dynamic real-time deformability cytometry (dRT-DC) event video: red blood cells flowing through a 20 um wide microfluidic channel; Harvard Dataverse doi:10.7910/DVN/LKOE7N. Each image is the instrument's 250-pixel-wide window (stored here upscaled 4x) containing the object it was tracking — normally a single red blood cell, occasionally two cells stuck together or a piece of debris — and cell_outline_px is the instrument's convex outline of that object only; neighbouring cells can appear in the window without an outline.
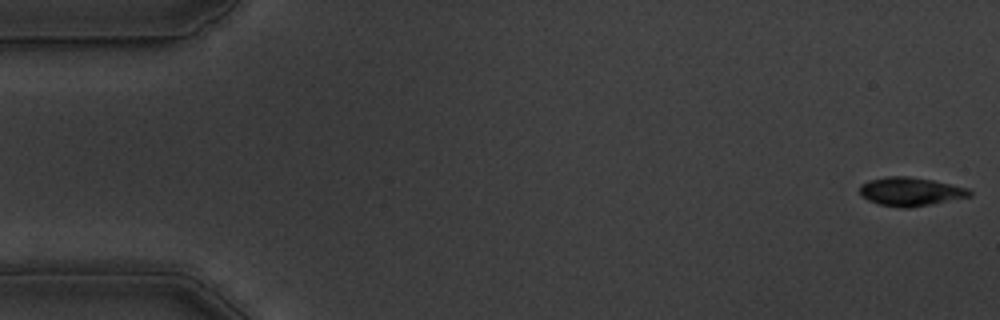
{"species": "common noctule bat (a hibernating species)", "species_latin": "Nyctalus noctula", "temperature_condition": "warm", "stored_images_in_passage": 53, "camera_frame_rate_fps": 3000, "um_per_image_px": 0.085, "animal": {"sex": "male", "body_mass_g": 19.5, "forearm_length_mm": 54.6}, "frame": {"image": 1, "passage_image": 1, "time_ms": 0.0, "image_size_px": [1000, 320], "cell_outline_px": [[972, 196], [908, 208], [904, 208], [880, 204], [868, 200], [860, 196], [860, 184], [868, 180], [888, 176], [908, 176], [932, 180], [968, 188], [972, 192]], "centroid_in_image_um": [77.37, 16.27], "position_along_channel_um": 7.6, "area_um2": 18.21}}
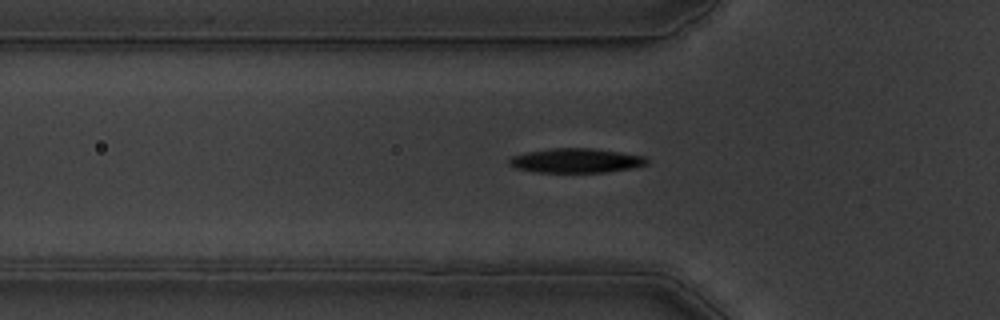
{"frame": {"image": 2, "passage_image": 18, "time_ms": 5.667, "image_size_px": [1000, 320], "cell_outline_px": [[648, 164], [632, 168], [604, 172], [536, 172], [516, 168], [508, 164], [508, 160], [512, 156], [528, 152], [548, 148], [592, 148], [620, 152], [644, 156], [648, 160]], "centroid_in_image_um": [48.96, 13.64], "position_along_channel_um": 76.8, "area_um2": 19.54}}
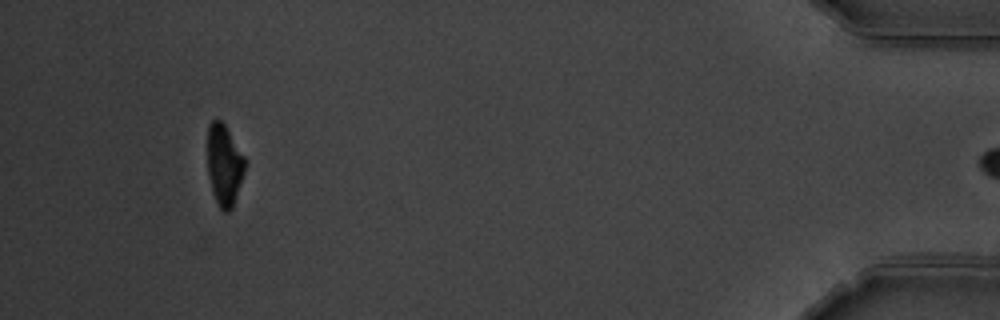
{"frame": {"image": 3, "passage_image": 52, "time_ms": 17.0, "image_size_px": [1000, 320], "cell_outline_px": [[248, 164], [232, 208], [228, 212], [224, 212], [220, 208], [212, 192], [208, 176], [208, 124], [212, 120], [220, 120], [224, 124], [248, 160]], "centroid_in_image_um": [19.09, 14.02], "position_along_channel_um": 416.1, "area_um2": 18.03}}